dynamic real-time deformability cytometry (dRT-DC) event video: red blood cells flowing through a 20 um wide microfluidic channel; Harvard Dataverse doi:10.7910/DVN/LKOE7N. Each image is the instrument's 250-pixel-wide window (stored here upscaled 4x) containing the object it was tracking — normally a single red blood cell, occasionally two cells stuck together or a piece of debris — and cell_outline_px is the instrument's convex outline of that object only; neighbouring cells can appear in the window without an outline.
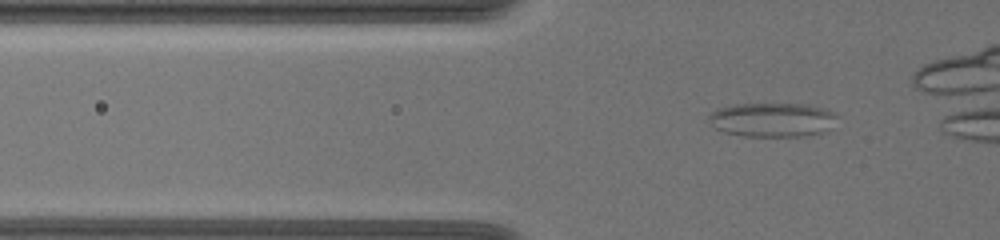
{"species": "common noctule bat (a hibernating species)", "species_latin": "Nyctalus noctula", "temperature_condition": "warm", "stored_images_in_passage": 40, "camera_frame_rate_fps": 3000, "um_per_image_px": 0.085, "animal": {"sex": "female", "body_mass_g": 19.5, "forearm_length_mm": 54.1}, "frame": {"image": 1, "passage_image": 7, "time_ms": 2.0, "image_size_px": [1000, 240], "cell_outline_px": [[836, 116], [832, 128], [824, 132], [804, 136], [744, 136], [724, 132], [708, 124], [708, 116], [716, 108], [732, 104], [804, 104], [824, 108], [832, 112]], "centroid_in_image_um": [65.61, 10.18], "position_along_channel_um": 60.2, "area_um2": 25.72}}
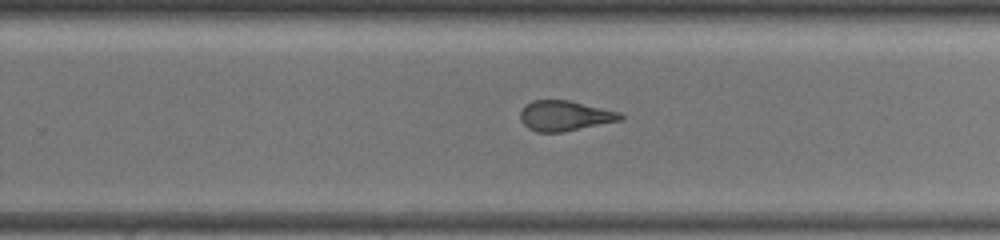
{"frame": {"image": 2, "passage_image": 27, "time_ms": 8.667, "image_size_px": [1000, 240], "cell_outline_px": [[624, 120], [560, 132], [536, 132], [528, 128], [520, 120], [520, 112], [532, 100], [568, 100], [620, 112], [624, 116]], "centroid_in_image_um": [48.03, 9.84], "position_along_channel_um": 281.8, "area_um2": 17.51}}
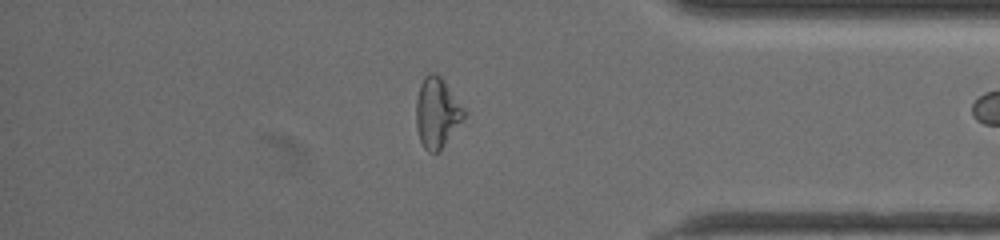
{"frame": {"image": 3, "passage_image": 38, "time_ms": 12.333, "image_size_px": [1000, 240], "cell_outline_px": [[468, 112], [440, 152], [428, 152], [424, 148], [420, 140], [416, 128], [416, 100], [420, 84], [424, 76], [428, 72], [432, 72], [440, 76], [444, 80]], "centroid_in_image_um": [37.15, 9.58], "position_along_channel_um": 398.1, "area_um2": 19.88}}